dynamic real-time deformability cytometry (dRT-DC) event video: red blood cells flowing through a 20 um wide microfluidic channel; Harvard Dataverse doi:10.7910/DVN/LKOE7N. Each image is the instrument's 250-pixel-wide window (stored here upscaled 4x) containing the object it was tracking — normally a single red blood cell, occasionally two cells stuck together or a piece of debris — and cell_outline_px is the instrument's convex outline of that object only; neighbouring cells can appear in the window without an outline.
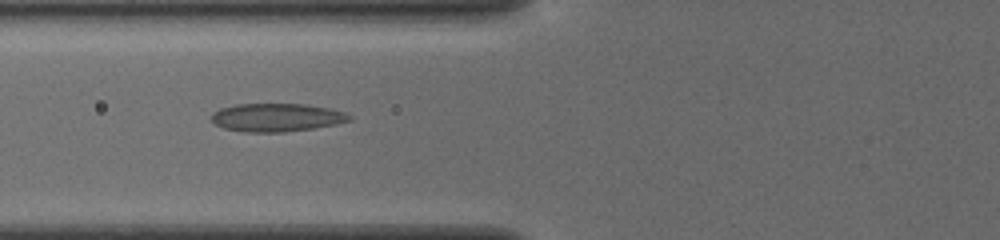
{"species": "common noctule bat (a hibernating species)", "species_latin": "Nyctalus noctula", "temperature_condition": "cold", "stored_images_in_passage": 40, "camera_frame_rate_fps": 3000, "um_per_image_px": 0.085, "animal": {"sex": "female", "body_mass_g": 19.5, "forearm_length_mm": 54.1}, "frame": {"image": 1, "passage_image": 9, "time_ms": 2.667, "image_size_px": [1000, 240], "cell_outline_px": [[352, 120], [336, 124], [312, 128], [284, 132], [244, 132], [224, 128], [216, 124], [212, 120], [212, 112], [220, 108], [236, 104], [304, 104], [328, 108], [344, 112], [352, 116]], "centroid_in_image_um": [23.51, 9.98], "position_along_channel_um": 102.3, "area_um2": 22.6}}
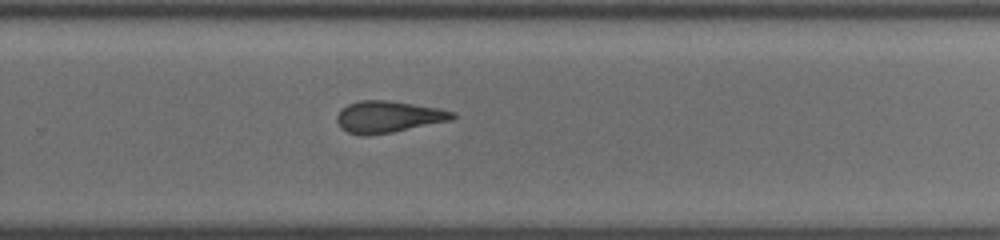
{"frame": {"image": 2, "passage_image": 24, "time_ms": 7.667, "image_size_px": [1000, 240], "cell_outline_px": [[456, 116], [452, 120], [392, 132], [364, 136], [348, 132], [340, 128], [336, 120], [336, 116], [340, 108], [348, 104], [360, 100], [384, 100], [412, 104], [436, 108], [456, 112]], "centroid_in_image_um": [32.96, 9.93], "position_along_channel_um": 296.8, "area_um2": 21.27}}
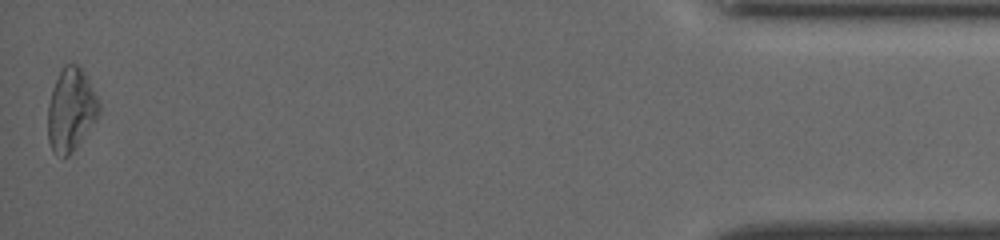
{"frame": {"image": 3, "passage_image": 40, "time_ms": 13.0, "image_size_px": [1000, 240], "cell_outline_px": [[100, 112], [96, 120], [72, 152], [68, 156], [64, 156], [52, 152], [48, 140], [48, 104], [52, 88], [60, 68], [64, 64], [76, 64], [84, 72], [100, 104]], "centroid_in_image_um": [6.01, 9.32], "position_along_channel_um": 429.2, "area_um2": 24.62}, "authors_computed_cell_mechanics": {"area_um2": 21.9351, "velocity_mm_per_s": 3.8925, "shape_relaxation_time_tau1_ms": null, "shape_relaxation_time_tau2_ms": 3.5061, "deformation_change_tau1": null, "deformation_change_tau2": 0.1074}}